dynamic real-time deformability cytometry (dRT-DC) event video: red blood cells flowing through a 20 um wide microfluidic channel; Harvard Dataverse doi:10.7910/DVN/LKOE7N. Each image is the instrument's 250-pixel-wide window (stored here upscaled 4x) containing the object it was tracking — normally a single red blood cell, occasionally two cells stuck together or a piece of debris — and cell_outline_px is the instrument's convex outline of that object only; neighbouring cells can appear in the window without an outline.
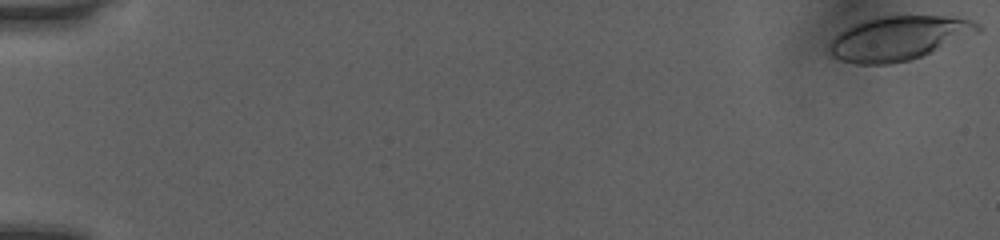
{"species": "human", "species_latin": "Homo sapiens", "temperature_condition": "room temperature", "stored_images_in_passage": 52, "camera_frame_rate_fps": 3000, "um_per_image_px": 0.085, "donor": {"sex": "female"}, "frame": {"image": 1, "passage_image": 1, "time_ms": 0.0, "image_size_px": [1000, 240], "cell_outline_px": [[984, 28], [980, 32], [920, 56], [908, 60], [888, 64], [856, 64], [840, 60], [832, 56], [828, 48], [832, 40], [840, 32], [864, 20], [876, 16], [952, 16], [972, 20], [980, 24]], "centroid_in_image_um": [76.42, 3.23], "position_along_channel_um": 8.6, "area_um2": 37.92}}
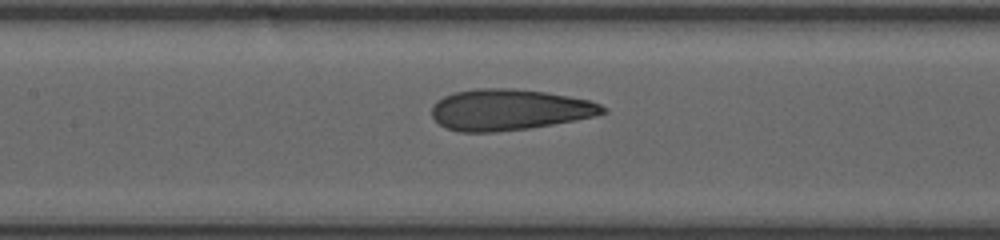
{"frame": {"image": 2, "passage_image": 26, "time_ms": 8.333, "image_size_px": [1000, 240], "cell_outline_px": [[608, 112], [596, 116], [576, 120], [528, 128], [496, 132], [460, 132], [448, 128], [440, 124], [432, 116], [432, 104], [436, 100], [444, 96], [456, 92], [476, 88], [512, 88], [544, 92], [568, 96], [588, 100], [600, 104], [608, 108]], "centroid_in_image_um": [43.29, 9.32], "position_along_channel_um": 164.1, "area_um2": 40.92}}
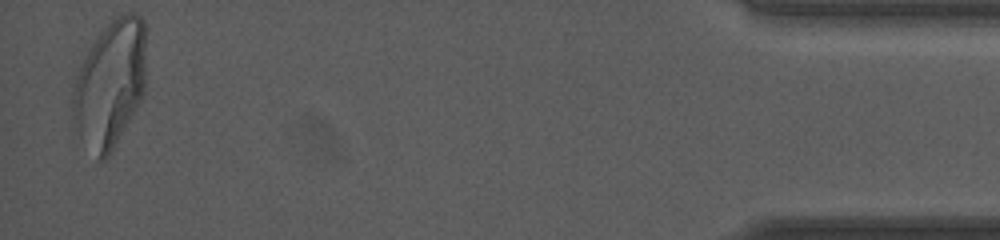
{"frame": {"image": 3, "passage_image": 51, "time_ms": 16.667, "image_size_px": [1000, 240], "cell_outline_px": [[144, 92], [140, 100], [108, 156], [104, 160], [96, 160], [72, 132], [72, 92], [76, 76], [92, 44], [104, 28], [120, 12], [136, 12], [144, 20]], "centroid_in_image_um": [9.3, 7.19], "position_along_channel_um": 425.9, "area_um2": 54.39}, "authors_computed_cell_mechanics": {"area_um2": 40.5467, "velocity_mm_per_s": 4.0559, "shape_relaxation_time_tau1_ms": 7.555, "shape_relaxation_time_tau2_ms": 0.9868, "deformation_change_tau1": 0.2474, "deformation_change_tau2": 0.0939}}